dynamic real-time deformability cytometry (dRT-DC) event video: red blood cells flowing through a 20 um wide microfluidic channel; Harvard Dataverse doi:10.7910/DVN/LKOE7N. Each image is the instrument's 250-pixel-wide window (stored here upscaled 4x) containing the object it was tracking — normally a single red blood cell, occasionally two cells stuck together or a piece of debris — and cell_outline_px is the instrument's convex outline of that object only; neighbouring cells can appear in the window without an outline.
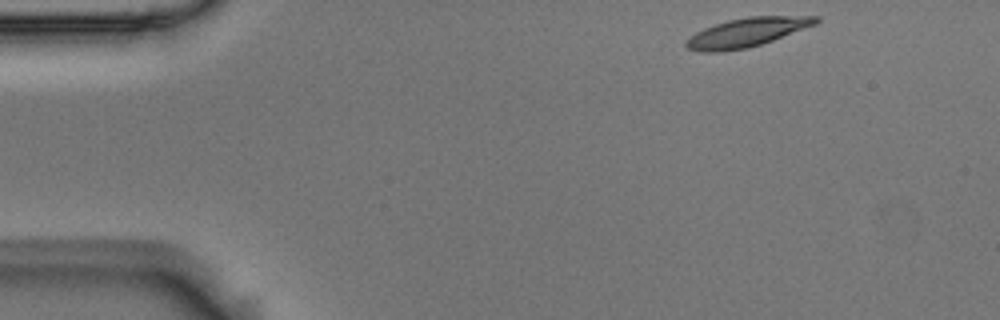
{"species": "Egyptian fruit bat (a non-hibernating species)", "species_latin": "Rousettus aegyptiacus", "temperature_condition": "room temperature", "stored_images_in_passage": 5, "camera_frame_rate_fps": 3000, "um_per_image_px": 0.085, "animal": {"sex": "male"}, "frame": {"image": 1, "passage_image": 1, "time_ms": 0.0, "image_size_px": [1000, 320], "cell_outline_px": [[820, 20], [816, 24], [772, 40], [748, 48], [716, 52], [700, 52], [688, 48], [684, 44], [696, 32], [704, 28], [728, 20], [748, 16], [820, 16]], "centroid_in_image_um": [63.49, 2.75], "position_along_channel_um": 21.5, "area_um2": 21.56}}
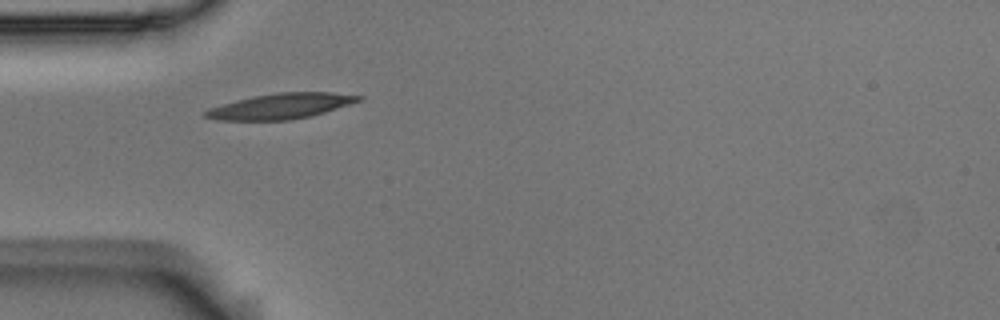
{"frame": {"image": 2, "passage_image": 4, "time_ms": 1.0, "image_size_px": [1000, 320], "cell_outline_px": [[364, 100], [324, 112], [308, 116], [288, 120], [216, 120], [204, 116], [204, 112], [208, 108], [236, 100], [252, 96], [276, 92], [332, 92], [364, 96]], "centroid_in_image_um": [23.88, 9.01], "position_along_channel_um": 61.1, "area_um2": 22.72}}
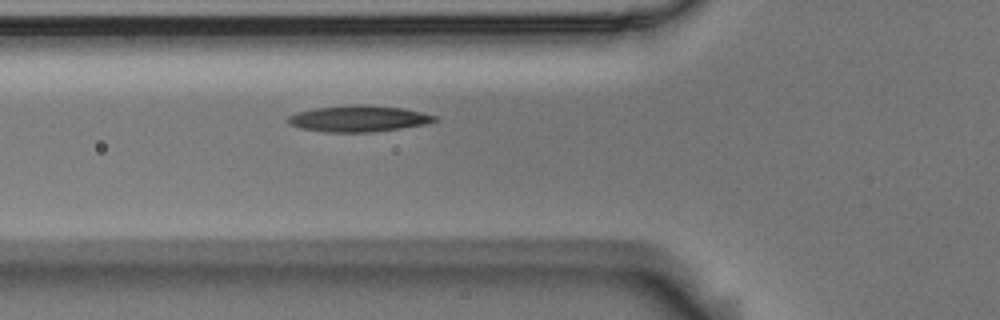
{"frame": {"image": 3, "passage_image": 5, "time_ms": 1.333, "image_size_px": [1000, 320], "cell_outline_px": [[440, 120], [424, 124], [400, 128], [372, 132], [324, 132], [300, 128], [288, 124], [284, 120], [288, 116], [296, 112], [316, 108], [348, 104], [368, 104], [404, 108], [440, 116]], "centroid_in_image_um": [30.47, 10.07], "position_along_channel_um": 95.3, "area_um2": 22.89}}